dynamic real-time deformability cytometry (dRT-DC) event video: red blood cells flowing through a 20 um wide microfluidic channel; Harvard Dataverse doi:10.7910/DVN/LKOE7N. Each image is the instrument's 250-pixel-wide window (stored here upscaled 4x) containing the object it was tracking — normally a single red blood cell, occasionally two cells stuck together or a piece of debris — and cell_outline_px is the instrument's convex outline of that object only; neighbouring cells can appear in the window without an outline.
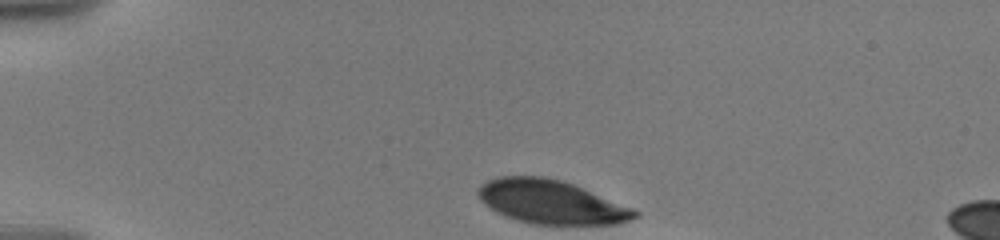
{"species": "human", "species_latin": "Homo sapiens", "temperature_condition": "warm", "stored_images_in_passage": 12, "camera_frame_rate_fps": 3000, "um_per_image_px": 0.085, "donor": {"sex": "male"}, "frame": {"image": 1, "passage_image": 1, "time_ms": 0.0, "image_size_px": [1000, 240], "cell_outline_px": [[640, 216], [616, 224], [532, 224], [516, 220], [496, 212], [484, 204], [480, 200], [476, 192], [480, 184], [488, 180], [500, 176], [540, 176], [560, 180], [572, 184], [632, 208], [640, 212]], "centroid_in_image_um": [46.79, 17.17], "position_along_channel_um": 38.2, "area_um2": 39.65}}
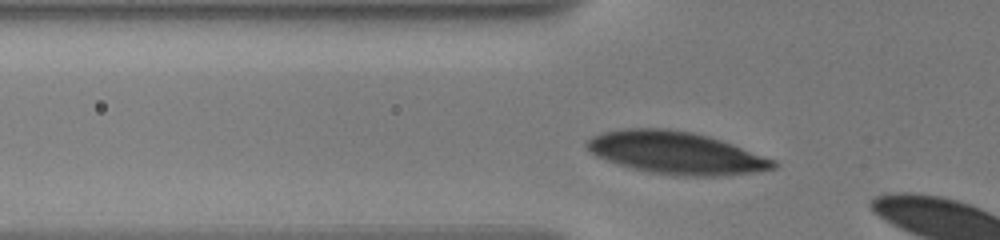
{"frame": {"image": 2, "passage_image": 7, "time_ms": 2.333, "image_size_px": [1000, 240], "cell_outline_px": [[780, 164], [776, 168], [756, 172], [720, 176], [684, 176], [648, 172], [632, 168], [596, 156], [584, 144], [592, 136], [604, 132], [624, 128], [668, 128], [692, 132], [708, 136], [720, 140], [776, 160]], "centroid_in_image_um": [57.49, 12.99], "position_along_channel_um": 68.3, "area_um2": 45.89}}